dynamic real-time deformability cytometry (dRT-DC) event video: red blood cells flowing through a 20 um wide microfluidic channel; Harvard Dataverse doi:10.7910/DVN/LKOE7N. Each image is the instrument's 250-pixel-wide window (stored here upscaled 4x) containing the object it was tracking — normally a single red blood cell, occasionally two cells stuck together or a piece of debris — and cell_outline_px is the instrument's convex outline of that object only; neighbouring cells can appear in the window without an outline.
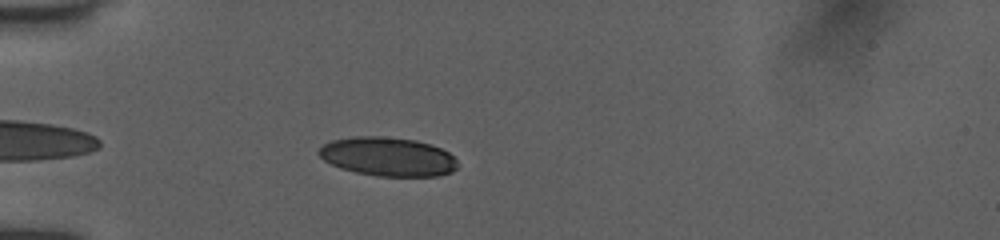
{"species": "human", "species_latin": "Homo sapiens", "temperature_condition": "room temperature", "stored_images_in_passage": 69, "camera_frame_rate_fps": 3000, "um_per_image_px": 0.085, "donor": {"sex": "female"}, "frame": {"image": 1, "passage_image": 7, "time_ms": 1.333, "image_size_px": [1000, 240], "cell_outline_px": [[456, 168], [452, 172], [440, 176], [380, 176], [356, 172], [340, 168], [324, 160], [316, 152], [324, 144], [332, 140], [352, 136], [384, 136], [416, 140], [432, 144], [448, 152], [456, 160]], "centroid_in_image_um": [32.96, 13.31], "position_along_channel_um": 52.0, "area_um2": 31.5}}
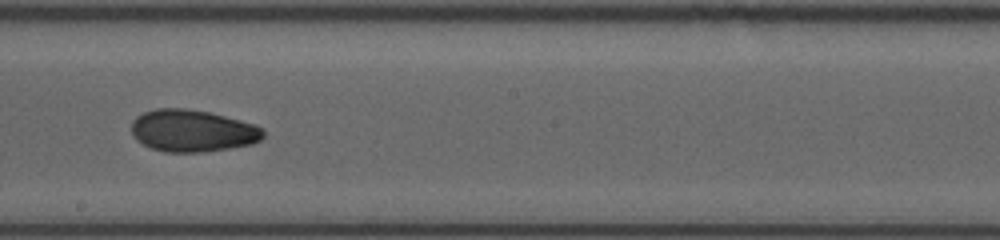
{"frame": {"image": 2, "passage_image": 30, "time_ms": 6.333, "image_size_px": [1000, 240], "cell_outline_px": [[264, 136], [260, 140], [252, 144], [204, 152], [164, 152], [152, 148], [136, 140], [132, 136], [132, 120], [136, 116], [144, 112], [156, 108], [184, 108], [208, 112], [256, 124], [264, 128]], "centroid_in_image_um": [16.36, 11.11], "position_along_channel_um": 231.8, "area_um2": 32.43}}
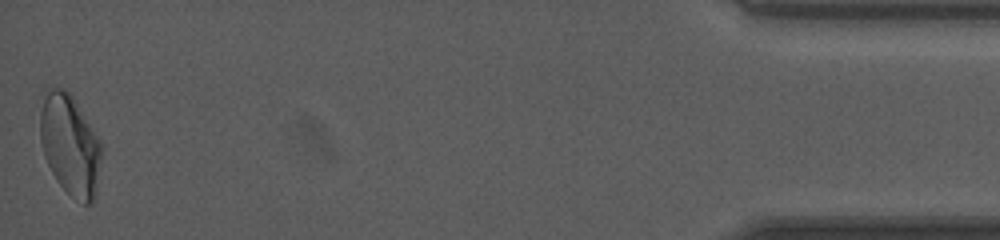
{"frame": {"image": 3, "passage_image": 67, "time_ms": 13.333, "image_size_px": [1000, 240], "cell_outline_px": [[104, 148], [96, 192], [92, 200], [88, 204], [84, 204], [68, 192], [56, 180], [44, 156], [40, 140], [40, 112], [44, 100], [48, 92], [52, 88], [64, 88], [72, 96], [100, 140]], "centroid_in_image_um": [5.98, 12.34], "position_along_channel_um": 429.2, "area_um2": 35.66}, "authors_computed_cell_mechanics": {"area_um2": 32.4258, "velocity_mm_per_s": 3.9922, "shape_relaxation_time_tau1_ms": 5.3899, "shape_relaxation_time_tau2_ms": 2.2279, "deformation_change_tau1": 0.1441, "deformation_change_tau2": 0.0636}}